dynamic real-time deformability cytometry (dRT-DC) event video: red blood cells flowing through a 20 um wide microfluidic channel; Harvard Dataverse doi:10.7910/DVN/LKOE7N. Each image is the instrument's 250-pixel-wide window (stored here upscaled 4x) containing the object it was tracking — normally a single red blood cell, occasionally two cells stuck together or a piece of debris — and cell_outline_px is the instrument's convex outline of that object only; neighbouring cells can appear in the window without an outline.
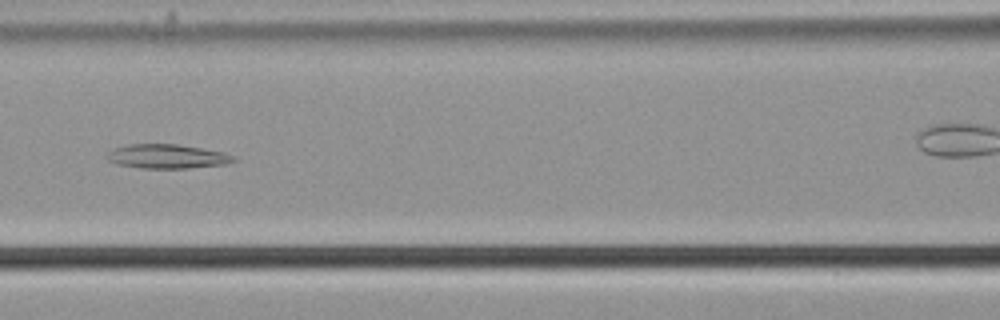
{"species": "common noctule bat (a hibernating species)", "species_latin": "Nyctalus noctula", "temperature_condition": "cold", "stored_images_in_passage": 45, "camera_frame_rate_fps": 3000, "um_per_image_px": 0.085, "animal": {"sex": "male", "body_mass_g": 21.5, "forearm_length_mm": 52.0}, "frame": {"image": 1, "passage_image": 25, "time_ms": 8.0, "image_size_px": [1000, 320], "cell_outline_px": [[236, 160], [224, 164], [188, 168], [140, 168], [116, 164], [108, 160], [104, 156], [112, 148], [128, 144], [176, 144], [224, 152], [232, 156]], "centroid_in_image_um": [14.12, 13.29], "position_along_channel_um": 152.5, "area_um2": 17.8}}
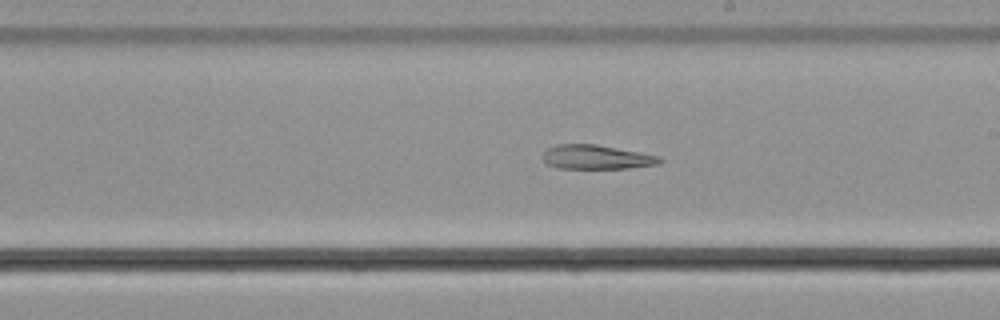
{"frame": {"image": 2, "passage_image": 32, "time_ms": 10.333, "image_size_px": [1000, 320], "cell_outline_px": [[664, 160], [660, 164], [628, 168], [556, 168], [548, 164], [540, 156], [548, 148], [556, 144], [596, 144], [660, 156]], "centroid_in_image_um": [50.7, 13.35], "position_along_channel_um": 238.3, "area_um2": 16.53}}
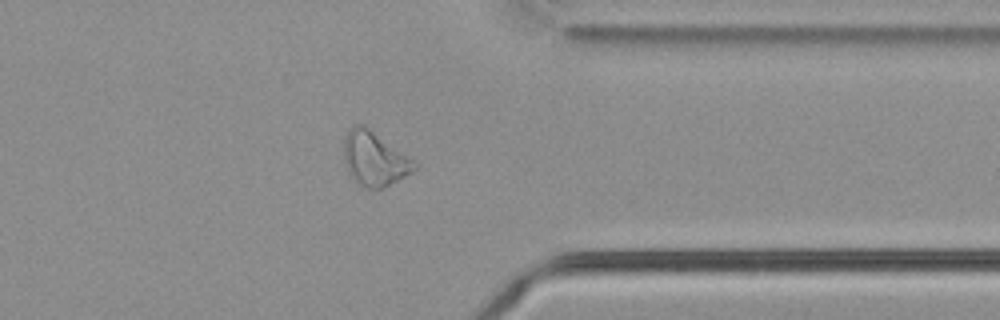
{"frame": {"image": 3, "passage_image": 44, "time_ms": 14.333, "image_size_px": [1000, 320], "cell_outline_px": [[420, 164], [412, 172], [380, 188], [368, 188], [352, 180], [348, 172], [344, 160], [344, 136], [348, 128], [356, 124], [364, 124]], "centroid_in_image_um": [31.8, 13.45], "position_along_channel_um": 379.6, "area_um2": 22.25}}